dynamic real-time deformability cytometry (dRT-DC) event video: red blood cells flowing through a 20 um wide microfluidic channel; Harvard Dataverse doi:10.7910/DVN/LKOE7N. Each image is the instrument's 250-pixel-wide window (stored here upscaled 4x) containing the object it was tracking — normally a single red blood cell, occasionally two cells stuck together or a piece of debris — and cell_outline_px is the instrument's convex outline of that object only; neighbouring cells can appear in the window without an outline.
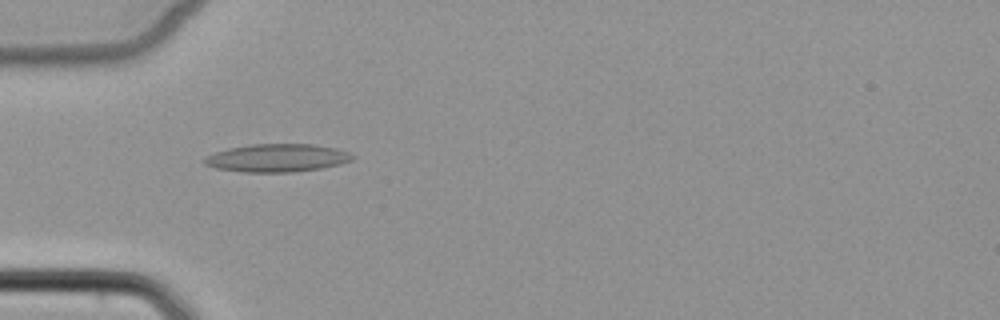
{"species": "common noctule bat (a hibernating species)", "species_latin": "Nyctalus noctula", "temperature_condition": "cold", "stored_images_in_passage": 7, "camera_frame_rate_fps": 3000, "um_per_image_px": 0.085, "animal": {"sex": "female", "body_mass_g": 22.7, "forearm_length_mm": 54.2}, "frame": {"image": 1, "passage_image": 6, "time_ms": 7.0, "image_size_px": [1000, 320], "cell_outline_px": [[356, 156], [352, 160], [340, 164], [320, 168], [292, 172], [244, 172], [216, 168], [204, 164], [200, 160], [204, 156], [228, 148], [252, 144], [312, 144], [336, 148], [348, 152]], "centroid_in_image_um": [23.52, 13.42], "position_along_channel_um": 61.5, "area_um2": 24.22}}
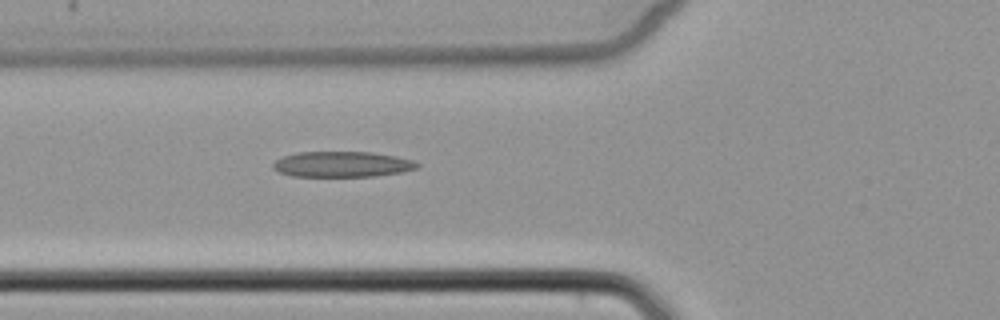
{"frame": {"image": 2, "passage_image": 7, "time_ms": 8.0, "image_size_px": [1000, 320], "cell_outline_px": [[420, 164], [416, 168], [400, 172], [376, 176], [292, 176], [280, 172], [272, 168], [272, 164], [276, 160], [284, 156], [300, 152], [372, 152], [396, 156], [412, 160]], "centroid_in_image_um": [29.07, 13.96], "position_along_channel_um": 96.7, "area_um2": 21.33}}